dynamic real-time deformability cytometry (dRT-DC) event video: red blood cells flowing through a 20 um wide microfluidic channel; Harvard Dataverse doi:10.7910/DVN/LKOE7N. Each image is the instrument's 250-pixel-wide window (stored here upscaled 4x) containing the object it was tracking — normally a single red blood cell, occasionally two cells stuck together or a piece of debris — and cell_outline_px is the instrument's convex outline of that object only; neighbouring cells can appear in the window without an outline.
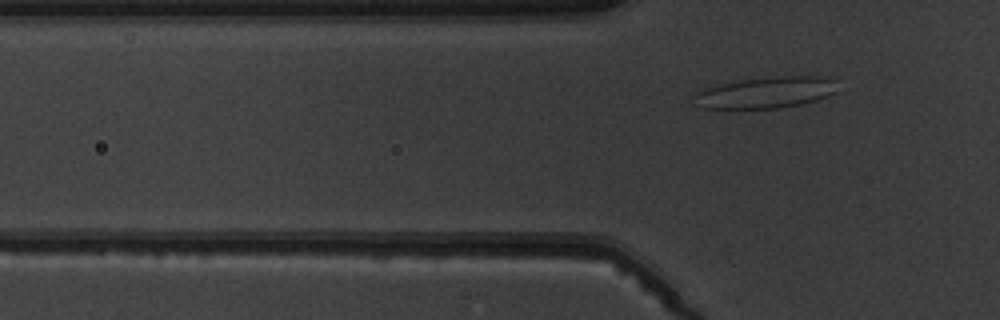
{"species": "common noctule bat (a hibernating species)", "species_latin": "Nyctalus noctula", "temperature_condition": "warm", "stored_images_in_passage": 3, "camera_frame_rate_fps": 3000, "um_per_image_px": 0.085, "animal": {"sex": "male", "body_mass_g": 19.5, "forearm_length_mm": 54.6}, "frame": {"image": 1, "passage_image": 3, "time_ms": 2.333, "image_size_px": [1000, 320], "cell_outline_px": [[836, 92], [828, 96], [816, 100], [800, 104], [780, 108], [700, 108], [692, 96], [696, 92], [704, 88], [720, 84], [744, 80], [776, 76], [828, 76], [836, 80]], "centroid_in_image_um": [65.13, 7.86], "position_along_channel_um": 60.7, "area_um2": 26.18}}